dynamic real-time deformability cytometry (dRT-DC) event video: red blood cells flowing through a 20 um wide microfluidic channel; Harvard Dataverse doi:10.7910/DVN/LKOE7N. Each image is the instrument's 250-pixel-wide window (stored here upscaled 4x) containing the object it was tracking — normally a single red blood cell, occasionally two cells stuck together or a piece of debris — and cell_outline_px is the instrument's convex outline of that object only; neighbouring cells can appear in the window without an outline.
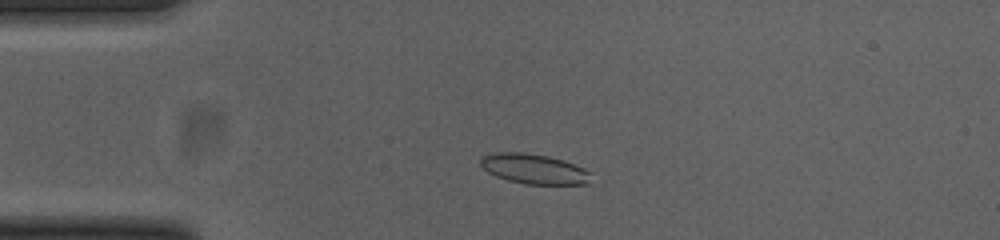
{"species": "common noctule bat (a hibernating species)", "species_latin": "Nyctalus noctula", "temperature_condition": "cold", "stored_images_in_passage": 47, "camera_frame_rate_fps": 3000, "um_per_image_px": 0.085, "animal": {"sex": "female", "body_mass_g": 23.0, "forearm_length_mm": 53.4}, "frame": {"image": 1, "passage_image": 7, "time_ms": 2.0, "image_size_px": [1000, 240], "cell_outline_px": [[588, 184], [524, 184], [508, 180], [496, 176], [488, 172], [480, 164], [480, 160], [484, 156], [496, 152], [524, 152], [548, 156], [564, 160], [584, 168], [588, 172]], "centroid_in_image_um": [45.36, 14.35], "position_along_channel_um": 39.6, "area_um2": 19.07}}
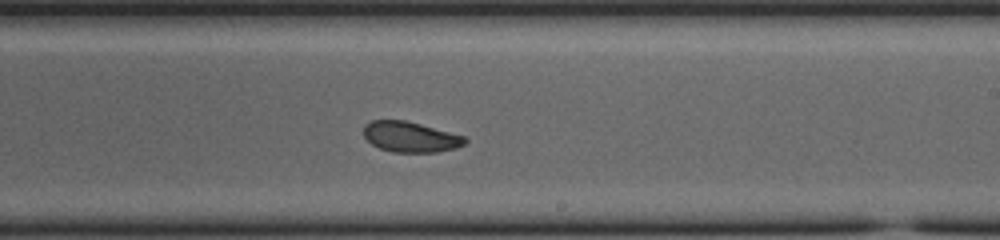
{"frame": {"image": 2, "passage_image": 26, "time_ms": 8.333, "image_size_px": [1000, 240], "cell_outline_px": [[468, 140], [464, 144], [456, 148], [436, 152], [392, 152], [380, 148], [372, 144], [364, 136], [364, 124], [372, 120], [404, 120], [420, 124], [464, 136]], "centroid_in_image_um": [34.87, 11.64], "position_along_channel_um": 254.1, "area_um2": 17.86}}
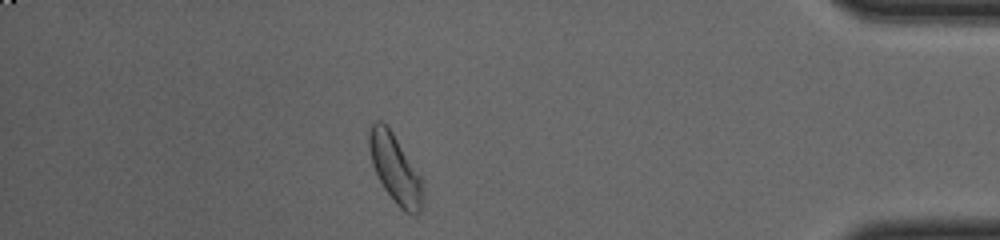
{"frame": {"image": 3, "passage_image": 41, "time_ms": 13.333, "image_size_px": [1000, 240], "cell_outline_px": [[424, 208], [416, 216], [412, 216], [404, 212], [396, 204], [384, 188], [372, 164], [368, 144], [368, 132], [372, 124], [376, 120], [380, 120], [392, 132], [420, 176], [424, 200]], "centroid_in_image_um": [33.6, 14.41], "position_along_channel_um": 401.6, "area_um2": 21.39}, "authors_computed_cell_mechanics": {"area_um2": 19.1318, "velocity_mm_per_s": 3.8406, "shape_relaxation_time_tau1_ms": 1.5659, "shape_relaxation_time_tau2_ms": 2.0825, "deformation_change_tau1": 0.0911, "deformation_change_tau2": 0.0754}}